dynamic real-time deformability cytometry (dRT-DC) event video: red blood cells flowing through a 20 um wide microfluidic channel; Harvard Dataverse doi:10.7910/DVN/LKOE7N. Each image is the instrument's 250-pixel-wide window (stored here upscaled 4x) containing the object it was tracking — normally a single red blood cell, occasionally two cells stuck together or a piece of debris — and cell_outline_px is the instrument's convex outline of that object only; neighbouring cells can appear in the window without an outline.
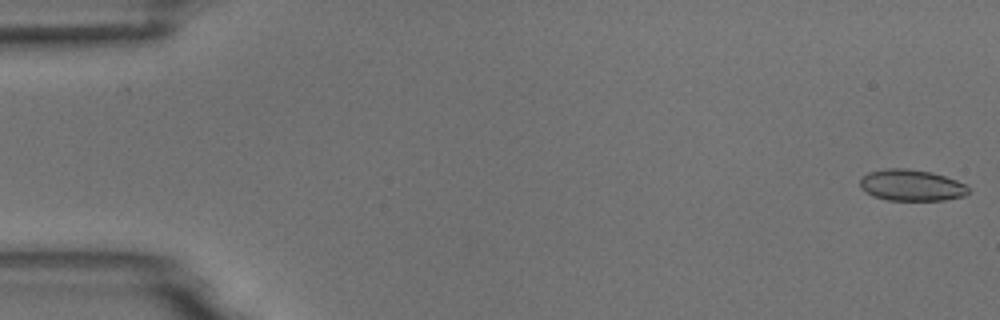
{"species": "common noctule bat (a hibernating species)", "species_latin": "Nyctalus noctula", "temperature_condition": "room temperature", "stored_images_in_passage": 4, "camera_frame_rate_fps": 3000, "um_per_image_px": 0.085, "animal": {"sex": "male", "body_mass_g": 18.8}, "frame": {"image": 1, "passage_image": 1, "time_ms": 0.0, "image_size_px": [1000, 320], "cell_outline_px": [[968, 192], [964, 196], [944, 200], [888, 200], [872, 196], [860, 188], [860, 180], [868, 172], [888, 168], [908, 168], [932, 172], [956, 180], [964, 184], [968, 188]], "centroid_in_image_um": [77.45, 15.74], "position_along_channel_um": 7.6, "area_um2": 19.77}}
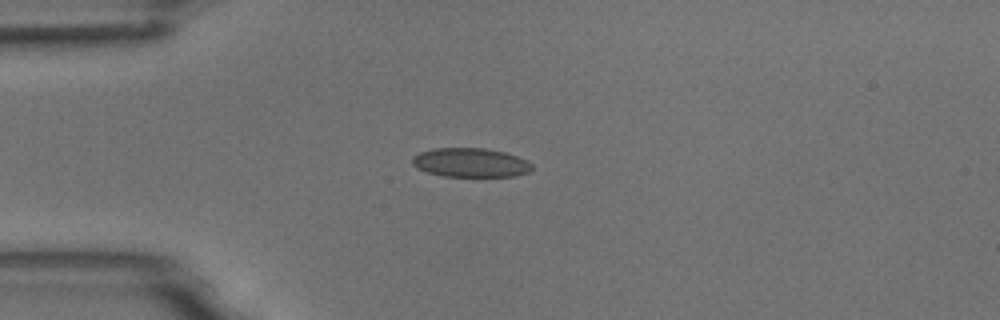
{"frame": {"image": 2, "passage_image": 4, "time_ms": 4.333, "image_size_px": [1000, 320], "cell_outline_px": [[532, 168], [528, 172], [516, 176], [444, 176], [428, 172], [416, 168], [412, 164], [412, 156], [420, 152], [432, 148], [484, 148], [504, 152], [528, 160], [532, 164]], "centroid_in_image_um": [39.98, 13.81], "position_along_channel_um": 45.0, "area_um2": 20.29}}